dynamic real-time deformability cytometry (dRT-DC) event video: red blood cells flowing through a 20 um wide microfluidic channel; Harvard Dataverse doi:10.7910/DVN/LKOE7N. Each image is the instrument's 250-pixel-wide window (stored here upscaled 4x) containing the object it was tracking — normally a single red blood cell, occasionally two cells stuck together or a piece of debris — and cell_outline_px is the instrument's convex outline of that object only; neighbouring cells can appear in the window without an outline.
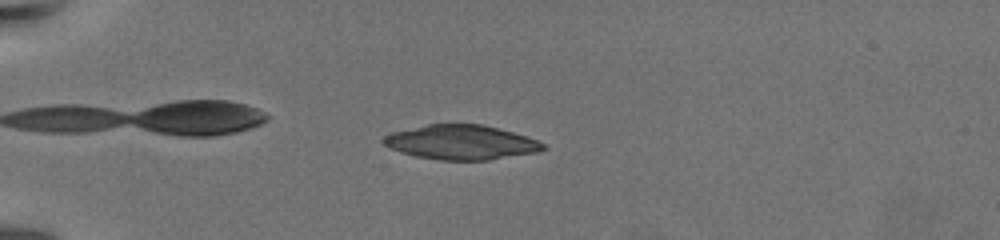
{"species": "common noctule bat (a hibernating species)", "species_latin": "Nyctalus noctula", "temperature_condition": "warm", "stored_images_in_passage": 66, "camera_frame_rate_fps": 3000, "um_per_image_px": 0.085, "animal": {"sex": "female", "body_mass_g": 19.5, "forearm_length_mm": 54.1}, "frame": {"image": 1, "passage_image": 20, "time_ms": 6.333, "image_size_px": [1000, 240], "cell_outline_px": [[548, 148], [540, 152], [488, 160], [440, 160], [416, 156], [400, 152], [384, 144], [380, 140], [384, 136], [392, 132], [428, 124], [480, 124], [528, 136], [544, 144]], "centroid_in_image_um": [39.22, 12.1], "position_along_channel_um": 45.8, "area_um2": 32.08}}
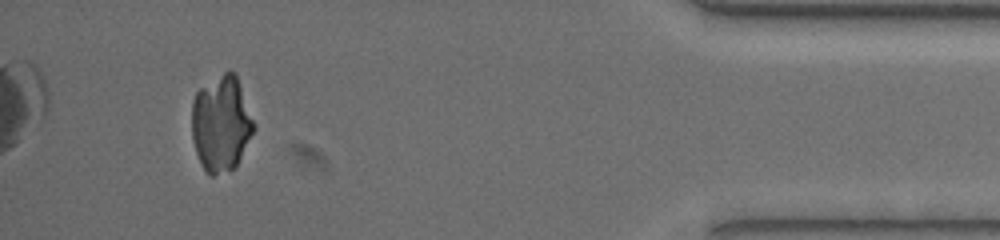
{"frame": {"image": 2, "passage_image": 62, "time_ms": 20.333, "image_size_px": [1000, 240], "cell_outline_px": [[252, 132], [236, 164], [232, 168], [212, 176], [204, 168], [196, 152], [192, 140], [192, 100], [196, 92], [200, 88], [224, 72], [236, 72], [252, 120]], "centroid_in_image_um": [18.74, 10.47], "position_along_channel_um": 416.5, "area_um2": 33.58}}